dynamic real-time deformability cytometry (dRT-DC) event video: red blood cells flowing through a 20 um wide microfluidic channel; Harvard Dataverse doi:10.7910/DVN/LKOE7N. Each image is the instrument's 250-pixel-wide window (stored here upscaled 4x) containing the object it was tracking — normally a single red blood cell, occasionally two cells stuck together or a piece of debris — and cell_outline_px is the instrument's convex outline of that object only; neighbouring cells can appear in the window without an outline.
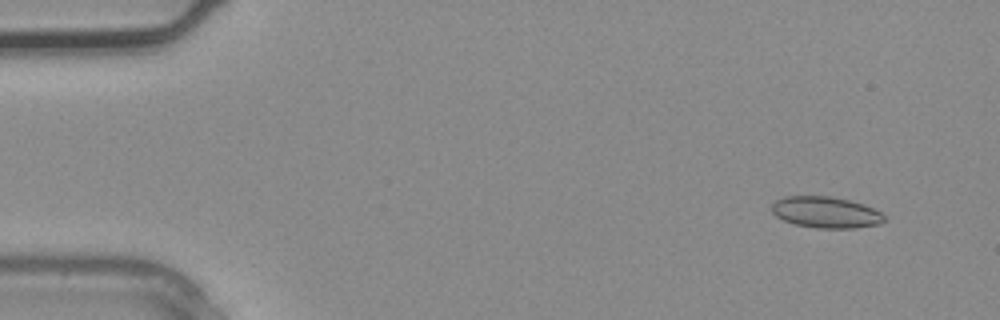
{"species": "common noctule bat (a hibernating species)", "species_latin": "Nyctalus noctula", "temperature_condition": "warm", "stored_images_in_passage": 2, "camera_frame_rate_fps": 3000, "um_per_image_px": 0.085, "animal": {"sex": "male", "body_mass_g": 20.4}, "frame": {"image": 1, "passage_image": 1, "time_ms": 0.0, "image_size_px": [1000, 320], "cell_outline_px": [[888, 220], [880, 224], [856, 228], [816, 228], [796, 224], [784, 220], [776, 216], [772, 212], [772, 204], [776, 200], [784, 196], [832, 196], [864, 204], [880, 212]], "centroid_in_image_um": [70.22, 18.05], "position_along_channel_um": 14.8, "area_um2": 20.58}}